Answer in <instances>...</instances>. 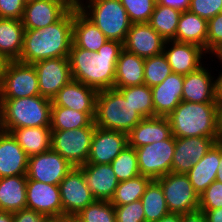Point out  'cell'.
Returning a JSON list of instances; mask_svg holds the SVG:
<instances>
[{"instance_id":"1","label":"cell","mask_w":222,"mask_h":222,"mask_svg":"<svg viewBox=\"0 0 222 222\" xmlns=\"http://www.w3.org/2000/svg\"><path fill=\"white\" fill-rule=\"evenodd\" d=\"M122 50L123 43L115 40H107L97 52L72 44L68 56L72 79L97 91L114 88L116 64Z\"/></svg>"},{"instance_id":"2","label":"cell","mask_w":222,"mask_h":222,"mask_svg":"<svg viewBox=\"0 0 222 222\" xmlns=\"http://www.w3.org/2000/svg\"><path fill=\"white\" fill-rule=\"evenodd\" d=\"M73 9L57 22L40 29H25L23 49L18 61L33 64L50 58L68 57L73 44Z\"/></svg>"},{"instance_id":"3","label":"cell","mask_w":222,"mask_h":222,"mask_svg":"<svg viewBox=\"0 0 222 222\" xmlns=\"http://www.w3.org/2000/svg\"><path fill=\"white\" fill-rule=\"evenodd\" d=\"M167 118L175 138L220 137L217 103L182 101Z\"/></svg>"},{"instance_id":"4","label":"cell","mask_w":222,"mask_h":222,"mask_svg":"<svg viewBox=\"0 0 222 222\" xmlns=\"http://www.w3.org/2000/svg\"><path fill=\"white\" fill-rule=\"evenodd\" d=\"M0 128L50 127L52 101L35 95L16 99H0Z\"/></svg>"},{"instance_id":"5","label":"cell","mask_w":222,"mask_h":222,"mask_svg":"<svg viewBox=\"0 0 222 222\" xmlns=\"http://www.w3.org/2000/svg\"><path fill=\"white\" fill-rule=\"evenodd\" d=\"M142 119L117 89L97 92L94 117L97 127L128 134Z\"/></svg>"},{"instance_id":"6","label":"cell","mask_w":222,"mask_h":222,"mask_svg":"<svg viewBox=\"0 0 222 222\" xmlns=\"http://www.w3.org/2000/svg\"><path fill=\"white\" fill-rule=\"evenodd\" d=\"M79 10L108 40L124 43L132 23L120 0H87Z\"/></svg>"},{"instance_id":"7","label":"cell","mask_w":222,"mask_h":222,"mask_svg":"<svg viewBox=\"0 0 222 222\" xmlns=\"http://www.w3.org/2000/svg\"><path fill=\"white\" fill-rule=\"evenodd\" d=\"M95 128L96 125L93 121L88 127L52 131L51 149L59 153L73 167L84 165L89 158Z\"/></svg>"},{"instance_id":"8","label":"cell","mask_w":222,"mask_h":222,"mask_svg":"<svg viewBox=\"0 0 222 222\" xmlns=\"http://www.w3.org/2000/svg\"><path fill=\"white\" fill-rule=\"evenodd\" d=\"M40 95L38 75L33 64L8 61L0 82V99Z\"/></svg>"},{"instance_id":"9","label":"cell","mask_w":222,"mask_h":222,"mask_svg":"<svg viewBox=\"0 0 222 222\" xmlns=\"http://www.w3.org/2000/svg\"><path fill=\"white\" fill-rule=\"evenodd\" d=\"M156 181L162 187L170 213L186 214L199 210V195L187 174L170 172Z\"/></svg>"},{"instance_id":"10","label":"cell","mask_w":222,"mask_h":222,"mask_svg":"<svg viewBox=\"0 0 222 222\" xmlns=\"http://www.w3.org/2000/svg\"><path fill=\"white\" fill-rule=\"evenodd\" d=\"M176 138L171 135L161 142L135 148L139 172L152 180L171 172Z\"/></svg>"},{"instance_id":"11","label":"cell","mask_w":222,"mask_h":222,"mask_svg":"<svg viewBox=\"0 0 222 222\" xmlns=\"http://www.w3.org/2000/svg\"><path fill=\"white\" fill-rule=\"evenodd\" d=\"M74 167L56 151L49 149L29 156L27 180L59 185Z\"/></svg>"},{"instance_id":"12","label":"cell","mask_w":222,"mask_h":222,"mask_svg":"<svg viewBox=\"0 0 222 222\" xmlns=\"http://www.w3.org/2000/svg\"><path fill=\"white\" fill-rule=\"evenodd\" d=\"M212 63L209 58L197 70L184 75L182 101L217 103L215 65Z\"/></svg>"},{"instance_id":"13","label":"cell","mask_w":222,"mask_h":222,"mask_svg":"<svg viewBox=\"0 0 222 222\" xmlns=\"http://www.w3.org/2000/svg\"><path fill=\"white\" fill-rule=\"evenodd\" d=\"M62 215L74 217L95 201L89 190L83 172L74 167L59 184Z\"/></svg>"},{"instance_id":"14","label":"cell","mask_w":222,"mask_h":222,"mask_svg":"<svg viewBox=\"0 0 222 222\" xmlns=\"http://www.w3.org/2000/svg\"><path fill=\"white\" fill-rule=\"evenodd\" d=\"M33 65L38 75L40 95L49 100L72 79L68 57L44 59Z\"/></svg>"},{"instance_id":"15","label":"cell","mask_w":222,"mask_h":222,"mask_svg":"<svg viewBox=\"0 0 222 222\" xmlns=\"http://www.w3.org/2000/svg\"><path fill=\"white\" fill-rule=\"evenodd\" d=\"M220 137L176 138L171 172L187 174L213 147Z\"/></svg>"},{"instance_id":"16","label":"cell","mask_w":222,"mask_h":222,"mask_svg":"<svg viewBox=\"0 0 222 222\" xmlns=\"http://www.w3.org/2000/svg\"><path fill=\"white\" fill-rule=\"evenodd\" d=\"M163 54L172 72L181 75H187L197 70L210 58L198 45L173 40H166Z\"/></svg>"},{"instance_id":"17","label":"cell","mask_w":222,"mask_h":222,"mask_svg":"<svg viewBox=\"0 0 222 222\" xmlns=\"http://www.w3.org/2000/svg\"><path fill=\"white\" fill-rule=\"evenodd\" d=\"M128 146V134L120 131L95 128L87 163L111 164Z\"/></svg>"},{"instance_id":"18","label":"cell","mask_w":222,"mask_h":222,"mask_svg":"<svg viewBox=\"0 0 222 222\" xmlns=\"http://www.w3.org/2000/svg\"><path fill=\"white\" fill-rule=\"evenodd\" d=\"M97 92L95 88L71 79L51 100L52 106L84 112L94 121Z\"/></svg>"},{"instance_id":"19","label":"cell","mask_w":222,"mask_h":222,"mask_svg":"<svg viewBox=\"0 0 222 222\" xmlns=\"http://www.w3.org/2000/svg\"><path fill=\"white\" fill-rule=\"evenodd\" d=\"M166 40L147 23H134L127 32L123 49L147 58L163 53Z\"/></svg>"},{"instance_id":"20","label":"cell","mask_w":222,"mask_h":222,"mask_svg":"<svg viewBox=\"0 0 222 222\" xmlns=\"http://www.w3.org/2000/svg\"><path fill=\"white\" fill-rule=\"evenodd\" d=\"M26 208L48 216L62 215L59 185L27 180Z\"/></svg>"},{"instance_id":"21","label":"cell","mask_w":222,"mask_h":222,"mask_svg":"<svg viewBox=\"0 0 222 222\" xmlns=\"http://www.w3.org/2000/svg\"><path fill=\"white\" fill-rule=\"evenodd\" d=\"M69 9L62 0H35L26 3L21 21L25 29H40L57 22Z\"/></svg>"},{"instance_id":"22","label":"cell","mask_w":222,"mask_h":222,"mask_svg":"<svg viewBox=\"0 0 222 222\" xmlns=\"http://www.w3.org/2000/svg\"><path fill=\"white\" fill-rule=\"evenodd\" d=\"M78 168L95 200L110 202L119 183L111 164L86 163Z\"/></svg>"},{"instance_id":"23","label":"cell","mask_w":222,"mask_h":222,"mask_svg":"<svg viewBox=\"0 0 222 222\" xmlns=\"http://www.w3.org/2000/svg\"><path fill=\"white\" fill-rule=\"evenodd\" d=\"M184 75L171 73L160 84L151 88L154 117H168L182 102Z\"/></svg>"},{"instance_id":"24","label":"cell","mask_w":222,"mask_h":222,"mask_svg":"<svg viewBox=\"0 0 222 222\" xmlns=\"http://www.w3.org/2000/svg\"><path fill=\"white\" fill-rule=\"evenodd\" d=\"M28 158L12 134L0 129V178L26 176Z\"/></svg>"},{"instance_id":"25","label":"cell","mask_w":222,"mask_h":222,"mask_svg":"<svg viewBox=\"0 0 222 222\" xmlns=\"http://www.w3.org/2000/svg\"><path fill=\"white\" fill-rule=\"evenodd\" d=\"M172 135L167 117L143 118L129 133L128 145L133 148L168 139Z\"/></svg>"},{"instance_id":"26","label":"cell","mask_w":222,"mask_h":222,"mask_svg":"<svg viewBox=\"0 0 222 222\" xmlns=\"http://www.w3.org/2000/svg\"><path fill=\"white\" fill-rule=\"evenodd\" d=\"M220 168V139L187 173L194 190L200 196L215 180Z\"/></svg>"},{"instance_id":"27","label":"cell","mask_w":222,"mask_h":222,"mask_svg":"<svg viewBox=\"0 0 222 222\" xmlns=\"http://www.w3.org/2000/svg\"><path fill=\"white\" fill-rule=\"evenodd\" d=\"M72 38L74 46L92 52H97L108 40L79 9H73Z\"/></svg>"},{"instance_id":"28","label":"cell","mask_w":222,"mask_h":222,"mask_svg":"<svg viewBox=\"0 0 222 222\" xmlns=\"http://www.w3.org/2000/svg\"><path fill=\"white\" fill-rule=\"evenodd\" d=\"M27 176L0 178V211L14 213L26 208Z\"/></svg>"},{"instance_id":"29","label":"cell","mask_w":222,"mask_h":222,"mask_svg":"<svg viewBox=\"0 0 222 222\" xmlns=\"http://www.w3.org/2000/svg\"><path fill=\"white\" fill-rule=\"evenodd\" d=\"M144 84V58L123 49L120 52L115 73L114 88Z\"/></svg>"},{"instance_id":"30","label":"cell","mask_w":222,"mask_h":222,"mask_svg":"<svg viewBox=\"0 0 222 222\" xmlns=\"http://www.w3.org/2000/svg\"><path fill=\"white\" fill-rule=\"evenodd\" d=\"M24 32L21 20L0 18V53L9 61L20 59Z\"/></svg>"},{"instance_id":"31","label":"cell","mask_w":222,"mask_h":222,"mask_svg":"<svg viewBox=\"0 0 222 222\" xmlns=\"http://www.w3.org/2000/svg\"><path fill=\"white\" fill-rule=\"evenodd\" d=\"M207 20L190 12L181 13L173 41L200 46L206 52Z\"/></svg>"},{"instance_id":"32","label":"cell","mask_w":222,"mask_h":222,"mask_svg":"<svg viewBox=\"0 0 222 222\" xmlns=\"http://www.w3.org/2000/svg\"><path fill=\"white\" fill-rule=\"evenodd\" d=\"M10 133L28 156L51 149L52 130L50 127L15 128Z\"/></svg>"},{"instance_id":"33","label":"cell","mask_w":222,"mask_h":222,"mask_svg":"<svg viewBox=\"0 0 222 222\" xmlns=\"http://www.w3.org/2000/svg\"><path fill=\"white\" fill-rule=\"evenodd\" d=\"M181 13L178 9L156 3L148 23L165 40H173Z\"/></svg>"},{"instance_id":"34","label":"cell","mask_w":222,"mask_h":222,"mask_svg":"<svg viewBox=\"0 0 222 222\" xmlns=\"http://www.w3.org/2000/svg\"><path fill=\"white\" fill-rule=\"evenodd\" d=\"M146 222H155L169 214L162 187L152 180L141 197Z\"/></svg>"},{"instance_id":"35","label":"cell","mask_w":222,"mask_h":222,"mask_svg":"<svg viewBox=\"0 0 222 222\" xmlns=\"http://www.w3.org/2000/svg\"><path fill=\"white\" fill-rule=\"evenodd\" d=\"M151 181V178L140 174L129 180L119 182L110 203L113 206H121L141 200Z\"/></svg>"},{"instance_id":"36","label":"cell","mask_w":222,"mask_h":222,"mask_svg":"<svg viewBox=\"0 0 222 222\" xmlns=\"http://www.w3.org/2000/svg\"><path fill=\"white\" fill-rule=\"evenodd\" d=\"M93 120L84 112L74 111L63 106H52L51 124L52 131L73 130L88 127Z\"/></svg>"},{"instance_id":"37","label":"cell","mask_w":222,"mask_h":222,"mask_svg":"<svg viewBox=\"0 0 222 222\" xmlns=\"http://www.w3.org/2000/svg\"><path fill=\"white\" fill-rule=\"evenodd\" d=\"M114 89H117L143 118L154 117L152 92L149 86L143 84Z\"/></svg>"},{"instance_id":"38","label":"cell","mask_w":222,"mask_h":222,"mask_svg":"<svg viewBox=\"0 0 222 222\" xmlns=\"http://www.w3.org/2000/svg\"><path fill=\"white\" fill-rule=\"evenodd\" d=\"M111 166L119 182L140 175L136 150L129 145L111 162Z\"/></svg>"},{"instance_id":"39","label":"cell","mask_w":222,"mask_h":222,"mask_svg":"<svg viewBox=\"0 0 222 222\" xmlns=\"http://www.w3.org/2000/svg\"><path fill=\"white\" fill-rule=\"evenodd\" d=\"M171 73L172 69L163 53L144 58V84L150 88L163 82Z\"/></svg>"},{"instance_id":"40","label":"cell","mask_w":222,"mask_h":222,"mask_svg":"<svg viewBox=\"0 0 222 222\" xmlns=\"http://www.w3.org/2000/svg\"><path fill=\"white\" fill-rule=\"evenodd\" d=\"M74 222H116L114 206L109 201L95 200L74 217Z\"/></svg>"},{"instance_id":"41","label":"cell","mask_w":222,"mask_h":222,"mask_svg":"<svg viewBox=\"0 0 222 222\" xmlns=\"http://www.w3.org/2000/svg\"><path fill=\"white\" fill-rule=\"evenodd\" d=\"M132 24L147 23L154 11L157 0H120Z\"/></svg>"},{"instance_id":"42","label":"cell","mask_w":222,"mask_h":222,"mask_svg":"<svg viewBox=\"0 0 222 222\" xmlns=\"http://www.w3.org/2000/svg\"><path fill=\"white\" fill-rule=\"evenodd\" d=\"M222 50V12L207 21L206 53L211 57Z\"/></svg>"},{"instance_id":"43","label":"cell","mask_w":222,"mask_h":222,"mask_svg":"<svg viewBox=\"0 0 222 222\" xmlns=\"http://www.w3.org/2000/svg\"><path fill=\"white\" fill-rule=\"evenodd\" d=\"M114 211L116 222H146L141 200L126 205L114 206Z\"/></svg>"},{"instance_id":"44","label":"cell","mask_w":222,"mask_h":222,"mask_svg":"<svg viewBox=\"0 0 222 222\" xmlns=\"http://www.w3.org/2000/svg\"><path fill=\"white\" fill-rule=\"evenodd\" d=\"M222 207V182L215 180L200 196L199 210H212Z\"/></svg>"},{"instance_id":"45","label":"cell","mask_w":222,"mask_h":222,"mask_svg":"<svg viewBox=\"0 0 222 222\" xmlns=\"http://www.w3.org/2000/svg\"><path fill=\"white\" fill-rule=\"evenodd\" d=\"M189 11L208 21L222 12V0H190Z\"/></svg>"},{"instance_id":"46","label":"cell","mask_w":222,"mask_h":222,"mask_svg":"<svg viewBox=\"0 0 222 222\" xmlns=\"http://www.w3.org/2000/svg\"><path fill=\"white\" fill-rule=\"evenodd\" d=\"M25 5L23 0H0V18L21 20Z\"/></svg>"},{"instance_id":"47","label":"cell","mask_w":222,"mask_h":222,"mask_svg":"<svg viewBox=\"0 0 222 222\" xmlns=\"http://www.w3.org/2000/svg\"><path fill=\"white\" fill-rule=\"evenodd\" d=\"M13 222H44L45 215L25 208L12 213Z\"/></svg>"},{"instance_id":"48","label":"cell","mask_w":222,"mask_h":222,"mask_svg":"<svg viewBox=\"0 0 222 222\" xmlns=\"http://www.w3.org/2000/svg\"><path fill=\"white\" fill-rule=\"evenodd\" d=\"M210 59H212V62L214 63L213 65H215L216 68L215 75L217 99H222V59L218 58L216 55L211 56ZM216 65L218 68L216 67Z\"/></svg>"},{"instance_id":"49","label":"cell","mask_w":222,"mask_h":222,"mask_svg":"<svg viewBox=\"0 0 222 222\" xmlns=\"http://www.w3.org/2000/svg\"><path fill=\"white\" fill-rule=\"evenodd\" d=\"M157 4L175 8L183 12L189 10L190 0H157Z\"/></svg>"},{"instance_id":"50","label":"cell","mask_w":222,"mask_h":222,"mask_svg":"<svg viewBox=\"0 0 222 222\" xmlns=\"http://www.w3.org/2000/svg\"><path fill=\"white\" fill-rule=\"evenodd\" d=\"M183 222H207L203 211L197 210L194 212L183 214Z\"/></svg>"},{"instance_id":"51","label":"cell","mask_w":222,"mask_h":222,"mask_svg":"<svg viewBox=\"0 0 222 222\" xmlns=\"http://www.w3.org/2000/svg\"><path fill=\"white\" fill-rule=\"evenodd\" d=\"M203 211L207 222H222V207L212 210H200Z\"/></svg>"},{"instance_id":"52","label":"cell","mask_w":222,"mask_h":222,"mask_svg":"<svg viewBox=\"0 0 222 222\" xmlns=\"http://www.w3.org/2000/svg\"><path fill=\"white\" fill-rule=\"evenodd\" d=\"M155 222H183V214L169 213Z\"/></svg>"},{"instance_id":"53","label":"cell","mask_w":222,"mask_h":222,"mask_svg":"<svg viewBox=\"0 0 222 222\" xmlns=\"http://www.w3.org/2000/svg\"><path fill=\"white\" fill-rule=\"evenodd\" d=\"M44 222H74V219L67 215L48 216L45 217Z\"/></svg>"},{"instance_id":"54","label":"cell","mask_w":222,"mask_h":222,"mask_svg":"<svg viewBox=\"0 0 222 222\" xmlns=\"http://www.w3.org/2000/svg\"><path fill=\"white\" fill-rule=\"evenodd\" d=\"M218 132L222 139V99H217Z\"/></svg>"},{"instance_id":"55","label":"cell","mask_w":222,"mask_h":222,"mask_svg":"<svg viewBox=\"0 0 222 222\" xmlns=\"http://www.w3.org/2000/svg\"><path fill=\"white\" fill-rule=\"evenodd\" d=\"M69 8L80 9L87 0H62Z\"/></svg>"},{"instance_id":"56","label":"cell","mask_w":222,"mask_h":222,"mask_svg":"<svg viewBox=\"0 0 222 222\" xmlns=\"http://www.w3.org/2000/svg\"><path fill=\"white\" fill-rule=\"evenodd\" d=\"M8 61L9 60L0 53V82H1V79L4 74Z\"/></svg>"},{"instance_id":"57","label":"cell","mask_w":222,"mask_h":222,"mask_svg":"<svg viewBox=\"0 0 222 222\" xmlns=\"http://www.w3.org/2000/svg\"><path fill=\"white\" fill-rule=\"evenodd\" d=\"M216 180L222 182V139H220V168L217 171Z\"/></svg>"},{"instance_id":"58","label":"cell","mask_w":222,"mask_h":222,"mask_svg":"<svg viewBox=\"0 0 222 222\" xmlns=\"http://www.w3.org/2000/svg\"><path fill=\"white\" fill-rule=\"evenodd\" d=\"M0 222H13L12 213L0 211Z\"/></svg>"},{"instance_id":"59","label":"cell","mask_w":222,"mask_h":222,"mask_svg":"<svg viewBox=\"0 0 222 222\" xmlns=\"http://www.w3.org/2000/svg\"><path fill=\"white\" fill-rule=\"evenodd\" d=\"M218 58L222 59V50L216 55Z\"/></svg>"},{"instance_id":"60","label":"cell","mask_w":222,"mask_h":222,"mask_svg":"<svg viewBox=\"0 0 222 222\" xmlns=\"http://www.w3.org/2000/svg\"><path fill=\"white\" fill-rule=\"evenodd\" d=\"M26 3H29V2H32V1H35V0H23Z\"/></svg>"}]
</instances>
